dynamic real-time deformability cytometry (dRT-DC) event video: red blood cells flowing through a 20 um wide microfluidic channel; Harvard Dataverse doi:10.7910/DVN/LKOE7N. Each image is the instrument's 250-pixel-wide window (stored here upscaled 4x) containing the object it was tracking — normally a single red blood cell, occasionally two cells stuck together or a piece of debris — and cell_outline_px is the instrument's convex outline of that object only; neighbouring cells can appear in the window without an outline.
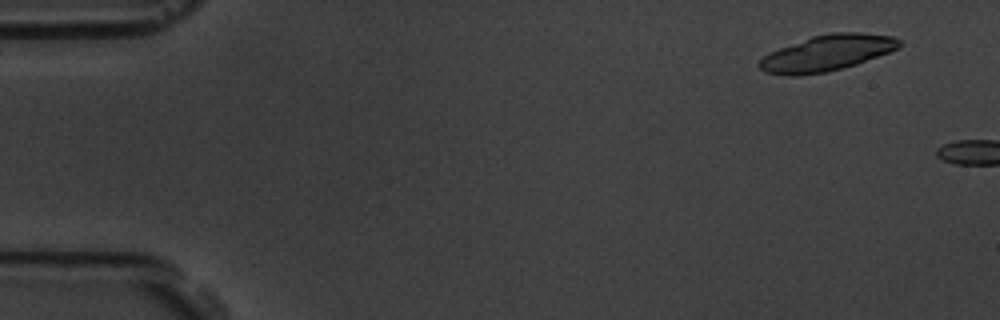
{"species": "common noctule bat (a hibernating species)", "species_latin": "Nyctalus noctula", "temperature_condition": "room temperature", "stored_images_in_passage": 4, "camera_frame_rate_fps": 3000, "um_per_image_px": 0.085, "animal": {"sex": "male", "body_mass_g": 19.5, "forearm_length_mm": 54.6}, "frame": {"image": 1, "passage_image": 2, "time_ms": 1.0, "image_size_px": [1000, 320], "cell_outline_px": [[900, 44], [896, 48], [888, 52], [856, 64], [824, 72], [800, 76], [788, 76], [764, 72], [756, 64], [768, 52], [812, 36], [832, 32], [864, 32], [892, 36], [900, 40]], "centroid_in_image_um": [70.24, 4.51], "position_along_channel_um": 14.8, "area_um2": 29.13}}